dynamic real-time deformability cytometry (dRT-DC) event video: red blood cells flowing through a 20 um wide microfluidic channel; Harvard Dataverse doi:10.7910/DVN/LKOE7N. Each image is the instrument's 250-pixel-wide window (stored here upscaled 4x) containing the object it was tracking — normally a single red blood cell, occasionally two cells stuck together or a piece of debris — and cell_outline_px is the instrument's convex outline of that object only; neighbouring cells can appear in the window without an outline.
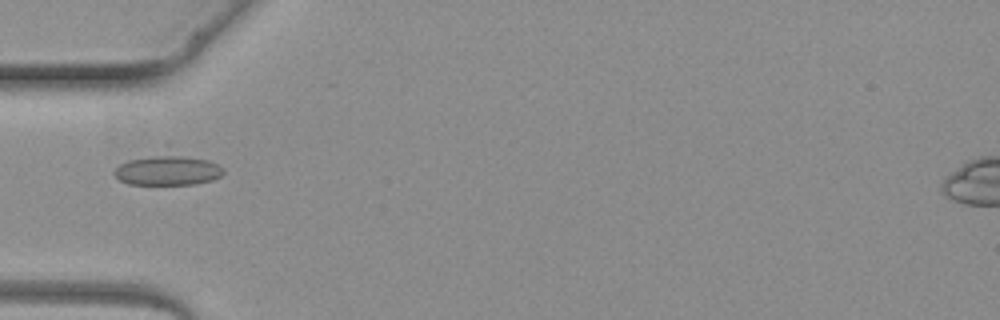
{"species": "common noctule bat (a hibernating species)", "species_latin": "Nyctalus noctula", "temperature_condition": "warm", "stored_images_in_passage": 4, "camera_frame_rate_fps": 3000, "um_per_image_px": 0.085, "animal": {"sex": "female", "body_mass_g": 19.3, "forearm_length_mm": 54.1}, "frame": {"image": 1, "passage_image": 4, "time_ms": 3.667, "image_size_px": [1000, 320], "cell_outline_px": [[224, 172], [220, 176], [212, 180], [196, 184], [128, 184], [120, 180], [112, 172], [120, 164], [128, 160], [164, 144], [168, 144], [208, 160], [224, 168]], "centroid_in_image_um": [14.24, 14.27], "position_along_channel_um": 70.8, "area_um2": 21.79}}